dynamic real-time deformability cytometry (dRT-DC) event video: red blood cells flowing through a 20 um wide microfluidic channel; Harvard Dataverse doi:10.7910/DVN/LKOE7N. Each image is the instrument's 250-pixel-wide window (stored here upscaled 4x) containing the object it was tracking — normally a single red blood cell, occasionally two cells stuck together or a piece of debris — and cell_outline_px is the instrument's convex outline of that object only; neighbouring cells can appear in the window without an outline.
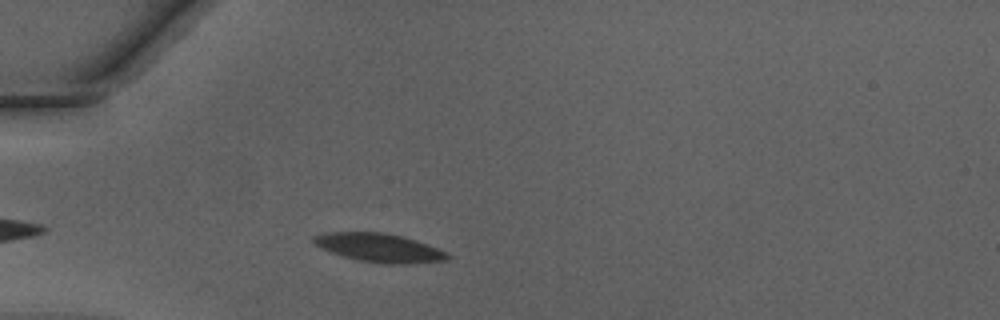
{"species": "Egyptian fruit bat (a non-hibernating species)", "species_latin": "Rousettus aegyptiacus", "temperature_condition": "warm", "stored_images_in_passage": 36, "camera_frame_rate_fps": 3000, "um_per_image_px": 0.085, "animal": {"sex": "male"}, "frame": {"image": 1, "passage_image": 5, "time_ms": 1.333, "image_size_px": [1000, 320], "cell_outline_px": [[452, 256], [444, 260], [408, 264], [380, 264], [360, 260], [344, 256], [332, 252], [312, 244], [312, 236], [324, 232], [384, 232], [416, 240], [448, 252]], "centroid_in_image_um": [32.22, 21.05], "position_along_channel_um": 52.8, "area_um2": 22.37}}
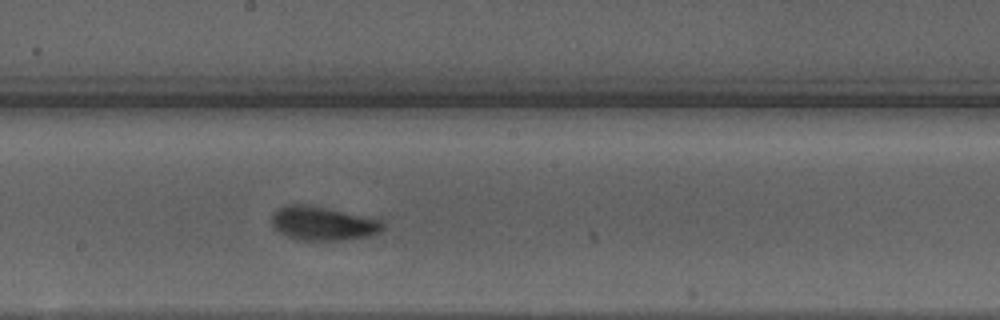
{"frame": {"image": 2, "passage_image": 18, "time_ms": 5.667, "image_size_px": [1000, 320], "cell_outline_px": [[384, 228], [380, 232], [372, 236], [344, 240], [304, 240], [288, 236], [280, 232], [272, 224], [272, 212], [276, 208], [284, 204], [304, 204], [328, 208], [380, 220], [384, 224]], "centroid_in_image_um": [27.44, 18.98], "position_along_channel_um": 220.8, "area_um2": 21.91}}
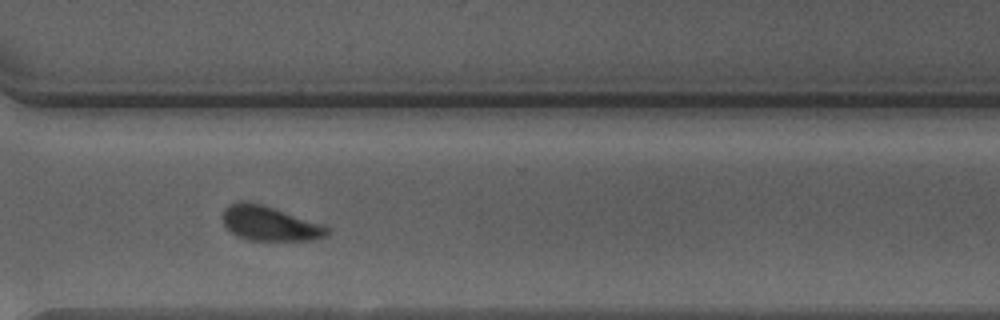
{"frame": {"image": 3, "passage_image": 27, "time_ms": 8.667, "image_size_px": [1000, 320], "cell_outline_px": [[332, 228], [328, 236], [312, 240], [248, 240], [236, 236], [224, 224], [220, 216], [224, 208], [228, 204], [236, 200], [248, 200], [324, 224]], "centroid_in_image_um": [22.91, 18.98], "position_along_channel_um": 347.7, "area_um2": 21.56}, "authors_computed_cell_mechanics": {"area_um2": 21.5594, "velocity_mm_per_s": 4.235, "shape_relaxation_time_tau1_ms": 1.9498, "shape_relaxation_time_tau2_ms": 0.9767, "deformation_change_tau1": 0.1267, "deformation_change_tau2": 0.0616}}